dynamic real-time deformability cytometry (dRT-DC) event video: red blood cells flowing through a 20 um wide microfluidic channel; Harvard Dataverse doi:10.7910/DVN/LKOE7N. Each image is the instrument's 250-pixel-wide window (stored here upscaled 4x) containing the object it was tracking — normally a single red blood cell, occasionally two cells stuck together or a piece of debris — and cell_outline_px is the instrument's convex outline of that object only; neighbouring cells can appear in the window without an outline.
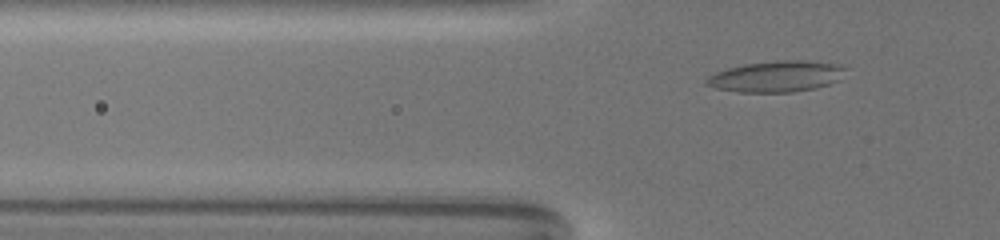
{"species": "common noctule bat (a hibernating species)", "species_latin": "Nyctalus noctula", "temperature_condition": "warm", "stored_images_in_passage": 49, "camera_frame_rate_fps": 3000, "um_per_image_px": 0.085, "animal": {"sex": "female", "body_mass_g": 19.5, "forearm_length_mm": 54.1}, "frame": {"image": 1, "passage_image": 3, "time_ms": 0.667, "image_size_px": [1000, 240], "cell_outline_px": [[844, 68], [836, 80], [828, 84], [812, 88], [792, 92], [740, 92], [716, 88], [704, 84], [704, 80], [708, 76], [716, 72], [728, 68], [744, 64], [784, 60], [788, 60], [832, 64]], "centroid_in_image_um": [65.84, 6.51], "position_along_channel_um": 60.0, "area_um2": 24.28}}
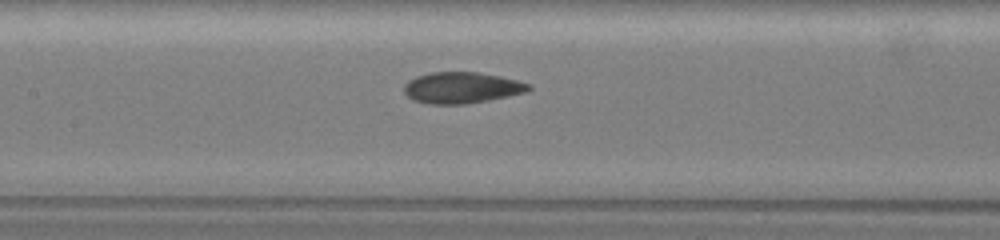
{"frame": {"image": 2, "passage_image": 15, "time_ms": 4.667, "image_size_px": [1000, 240], "cell_outline_px": [[532, 88], [524, 92], [508, 96], [468, 104], [428, 104], [412, 100], [404, 92], [404, 84], [408, 80], [416, 76], [432, 72], [480, 72], [500, 76], [516, 80], [528, 84]], "centroid_in_image_um": [39.2, 7.45], "position_along_channel_um": 168.2, "area_um2": 22.66}}
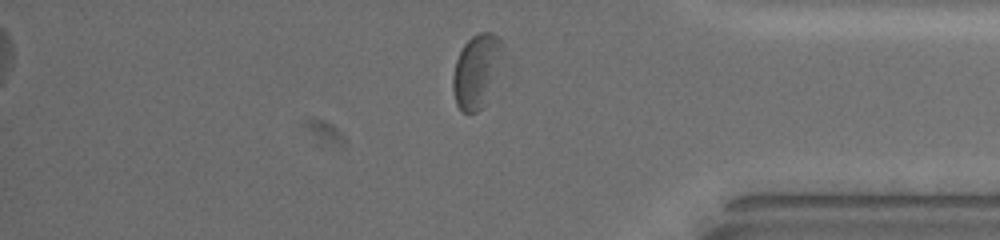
{"frame": {"image": 3, "passage_image": 39, "time_ms": 12.667, "image_size_px": [1000, 240], "cell_outline_px": [[512, 60], [480, 108], [476, 112], [464, 112], [456, 104], [452, 88], [452, 76], [456, 60], [464, 44], [472, 36], [480, 32], [492, 32], [504, 44]], "centroid_in_image_um": [40.68, 5.97], "position_along_channel_um": 394.5, "area_um2": 23.0}, "authors_computed_cell_mechanics": {"area_um2": 23.1778, "velocity_mm_per_s": 3.0026, "shape_relaxation_time_tau1_ms": 3.7175, "shape_relaxation_time_tau2_ms": 1.933, "deformation_change_tau1": 0.1297, "deformation_change_tau2": 0.0655}}